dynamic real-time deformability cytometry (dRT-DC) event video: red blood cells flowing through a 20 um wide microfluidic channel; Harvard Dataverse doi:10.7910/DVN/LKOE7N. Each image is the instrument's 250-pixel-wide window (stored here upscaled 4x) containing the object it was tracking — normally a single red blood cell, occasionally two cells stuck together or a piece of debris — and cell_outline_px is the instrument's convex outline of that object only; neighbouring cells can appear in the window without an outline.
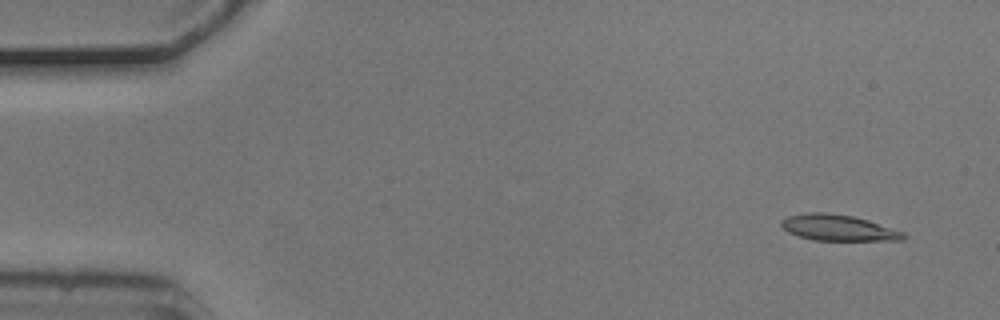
{"species": "common noctule bat (a hibernating species)", "species_latin": "Nyctalus noctula", "temperature_condition": "cold", "stored_images_in_passage": 4, "camera_frame_rate_fps": 3000, "um_per_image_px": 0.085, "animal": {"sex": "male", "body_mass_g": 20.5, "forearm_length_mm": 52.5}, "frame": {"image": 1, "passage_image": 1, "time_ms": 0.0, "image_size_px": [1000, 320], "cell_outline_px": [[908, 236], [904, 240], [812, 240], [788, 232], [780, 224], [780, 220], [788, 216], [808, 212], [828, 212], [852, 216], [868, 220], [904, 232]], "centroid_in_image_um": [71.25, 19.35], "position_along_channel_um": 13.8, "area_um2": 18.5}}
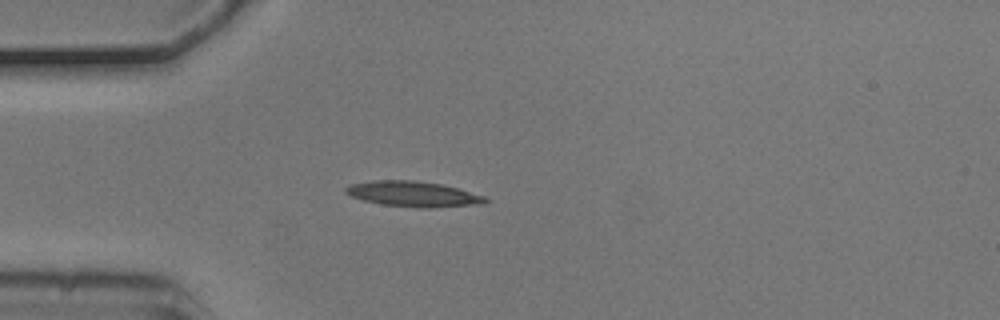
{"frame": {"image": 2, "passage_image": 4, "time_ms": 1.0, "image_size_px": [1000, 320], "cell_outline_px": [[488, 200], [484, 204], [428, 208], [420, 208], [384, 204], [364, 200], [352, 196], [344, 192], [344, 188], [352, 184], [372, 180], [412, 180], [440, 184], [456, 188], [484, 196]], "centroid_in_image_um": [35.12, 16.49], "position_along_channel_um": 49.9, "area_um2": 20.4}}